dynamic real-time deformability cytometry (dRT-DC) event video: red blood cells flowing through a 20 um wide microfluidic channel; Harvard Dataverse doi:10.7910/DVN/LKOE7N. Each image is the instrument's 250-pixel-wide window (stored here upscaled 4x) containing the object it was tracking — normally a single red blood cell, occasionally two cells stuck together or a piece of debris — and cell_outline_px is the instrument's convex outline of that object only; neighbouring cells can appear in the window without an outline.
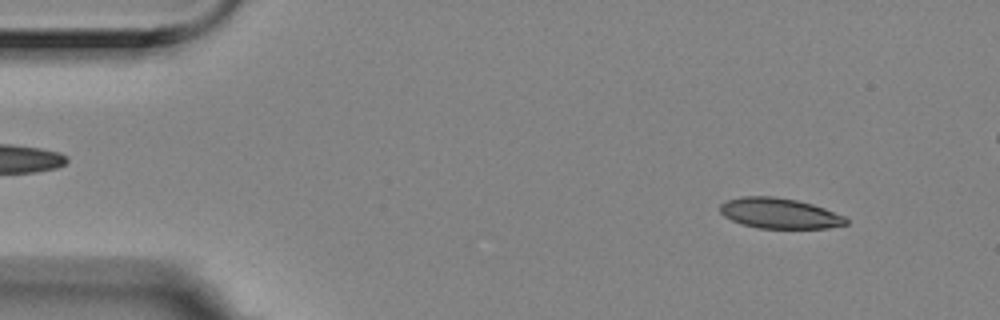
{"species": "Egyptian fruit bat (a non-hibernating species)", "species_latin": "Rousettus aegyptiacus", "temperature_condition": "room temperature", "stored_images_in_passage": 56, "camera_frame_rate_fps": 3000, "um_per_image_px": 0.085, "animal": {"sex": "female"}, "frame": {"image": 1, "passage_image": 5, "time_ms": 1.333, "image_size_px": [1000, 320], "cell_outline_px": [[848, 224], [828, 228], [760, 228], [744, 224], [732, 220], [724, 216], [720, 212], [720, 204], [728, 200], [744, 196], [772, 196], [796, 200], [812, 204], [824, 208], [844, 216], [848, 220]], "centroid_in_image_um": [66.27, 18.13], "position_along_channel_um": 18.7, "area_um2": 22.14}}
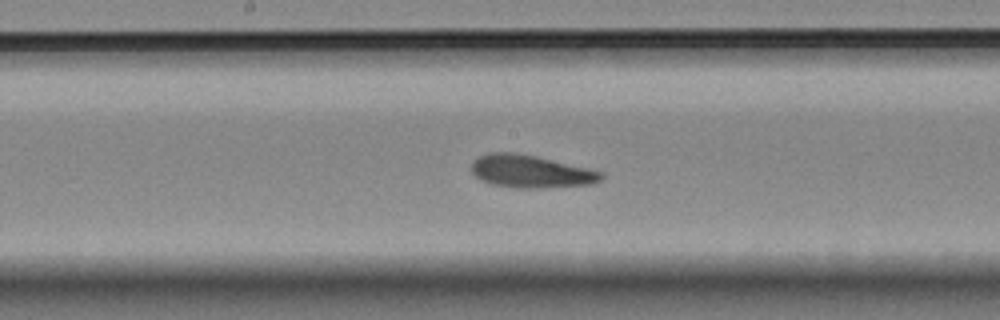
{"frame": {"image": 2, "passage_image": 28, "time_ms": 9.0, "image_size_px": [1000, 320], "cell_outline_px": [[604, 180], [592, 184], [540, 188], [516, 188], [492, 184], [480, 180], [472, 172], [472, 164], [480, 156], [488, 152], [516, 152], [536, 156], [588, 168], [604, 172]], "centroid_in_image_um": [45.15, 14.57], "position_along_channel_um": 203.0, "area_um2": 24.8}}
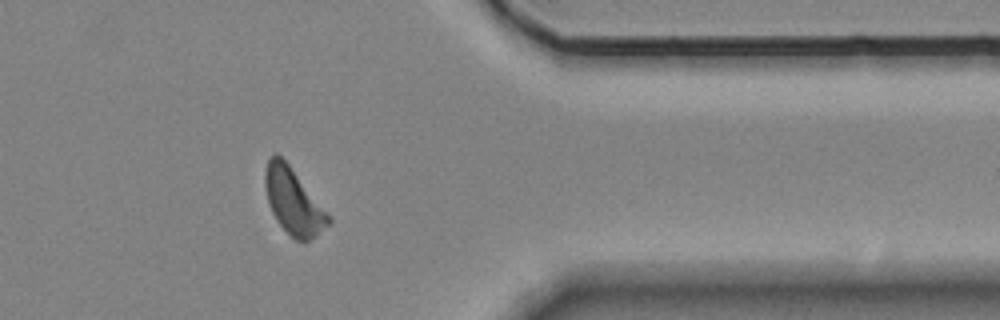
{"frame": {"image": 3, "passage_image": 45, "time_ms": 14.667, "image_size_px": [1000, 320], "cell_outline_px": [[332, 220], [316, 236], [304, 244], [296, 240], [276, 220], [268, 204], [264, 184], [264, 172], [268, 160], [276, 152], [288, 164], [332, 216]], "centroid_in_image_um": [24.95, 17.14], "position_along_channel_um": 386.5, "area_um2": 24.33}, "authors_computed_cell_mechanics": {"area_um2": 24.1315, "velocity_mm_per_s": 3.5167, "shape_relaxation_time_tau1_ms": 5.143, "shape_relaxation_time_tau2_ms": 1.3643, "deformation_change_tau1": 0.1383, "deformation_change_tau2": 0.0817}}